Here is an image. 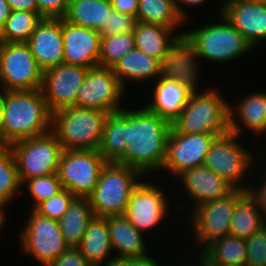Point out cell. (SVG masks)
<instances>
[{
	"mask_svg": "<svg viewBox=\"0 0 266 266\" xmlns=\"http://www.w3.org/2000/svg\"><path fill=\"white\" fill-rule=\"evenodd\" d=\"M199 75L183 62L167 69L156 79L153 100L145 107L171 124L182 113L191 94L198 89Z\"/></svg>",
	"mask_w": 266,
	"mask_h": 266,
	"instance_id": "obj_7",
	"label": "cell"
},
{
	"mask_svg": "<svg viewBox=\"0 0 266 266\" xmlns=\"http://www.w3.org/2000/svg\"><path fill=\"white\" fill-rule=\"evenodd\" d=\"M28 192L35 200L33 210L43 201L59 193L63 187L57 173L26 180Z\"/></svg>",
	"mask_w": 266,
	"mask_h": 266,
	"instance_id": "obj_36",
	"label": "cell"
},
{
	"mask_svg": "<svg viewBox=\"0 0 266 266\" xmlns=\"http://www.w3.org/2000/svg\"><path fill=\"white\" fill-rule=\"evenodd\" d=\"M108 266H161L158 262L149 255L141 257H124L116 258L113 257L112 261Z\"/></svg>",
	"mask_w": 266,
	"mask_h": 266,
	"instance_id": "obj_42",
	"label": "cell"
},
{
	"mask_svg": "<svg viewBox=\"0 0 266 266\" xmlns=\"http://www.w3.org/2000/svg\"><path fill=\"white\" fill-rule=\"evenodd\" d=\"M0 144H3V115L1 111V103H0Z\"/></svg>",
	"mask_w": 266,
	"mask_h": 266,
	"instance_id": "obj_48",
	"label": "cell"
},
{
	"mask_svg": "<svg viewBox=\"0 0 266 266\" xmlns=\"http://www.w3.org/2000/svg\"><path fill=\"white\" fill-rule=\"evenodd\" d=\"M174 30L157 24L137 22L133 32L136 49L158 59L167 69L182 62V37Z\"/></svg>",
	"mask_w": 266,
	"mask_h": 266,
	"instance_id": "obj_18",
	"label": "cell"
},
{
	"mask_svg": "<svg viewBox=\"0 0 266 266\" xmlns=\"http://www.w3.org/2000/svg\"><path fill=\"white\" fill-rule=\"evenodd\" d=\"M46 266H92L78 248L68 247L58 258Z\"/></svg>",
	"mask_w": 266,
	"mask_h": 266,
	"instance_id": "obj_41",
	"label": "cell"
},
{
	"mask_svg": "<svg viewBox=\"0 0 266 266\" xmlns=\"http://www.w3.org/2000/svg\"><path fill=\"white\" fill-rule=\"evenodd\" d=\"M88 68L62 63L43 71L41 91L49 110L76 106V95L84 83Z\"/></svg>",
	"mask_w": 266,
	"mask_h": 266,
	"instance_id": "obj_16",
	"label": "cell"
},
{
	"mask_svg": "<svg viewBox=\"0 0 266 266\" xmlns=\"http://www.w3.org/2000/svg\"><path fill=\"white\" fill-rule=\"evenodd\" d=\"M20 234L21 250L46 266L67 248L58 220L40 216L33 209Z\"/></svg>",
	"mask_w": 266,
	"mask_h": 266,
	"instance_id": "obj_12",
	"label": "cell"
},
{
	"mask_svg": "<svg viewBox=\"0 0 266 266\" xmlns=\"http://www.w3.org/2000/svg\"><path fill=\"white\" fill-rule=\"evenodd\" d=\"M137 20L176 30L185 19L178 13L175 0H139Z\"/></svg>",
	"mask_w": 266,
	"mask_h": 266,
	"instance_id": "obj_31",
	"label": "cell"
},
{
	"mask_svg": "<svg viewBox=\"0 0 266 266\" xmlns=\"http://www.w3.org/2000/svg\"><path fill=\"white\" fill-rule=\"evenodd\" d=\"M201 266H222V265H219V264H200ZM233 266V265H231Z\"/></svg>",
	"mask_w": 266,
	"mask_h": 266,
	"instance_id": "obj_50",
	"label": "cell"
},
{
	"mask_svg": "<svg viewBox=\"0 0 266 266\" xmlns=\"http://www.w3.org/2000/svg\"><path fill=\"white\" fill-rule=\"evenodd\" d=\"M246 266H266V225L245 240Z\"/></svg>",
	"mask_w": 266,
	"mask_h": 266,
	"instance_id": "obj_38",
	"label": "cell"
},
{
	"mask_svg": "<svg viewBox=\"0 0 266 266\" xmlns=\"http://www.w3.org/2000/svg\"><path fill=\"white\" fill-rule=\"evenodd\" d=\"M217 137L218 135L214 133L180 134L171 129L162 169L168 170L178 177L188 169L202 166Z\"/></svg>",
	"mask_w": 266,
	"mask_h": 266,
	"instance_id": "obj_15",
	"label": "cell"
},
{
	"mask_svg": "<svg viewBox=\"0 0 266 266\" xmlns=\"http://www.w3.org/2000/svg\"><path fill=\"white\" fill-rule=\"evenodd\" d=\"M191 94L182 113L171 123V129L180 134L214 133L218 136L230 132V103L214 87L202 93Z\"/></svg>",
	"mask_w": 266,
	"mask_h": 266,
	"instance_id": "obj_4",
	"label": "cell"
},
{
	"mask_svg": "<svg viewBox=\"0 0 266 266\" xmlns=\"http://www.w3.org/2000/svg\"><path fill=\"white\" fill-rule=\"evenodd\" d=\"M264 225H266V219L260 211L255 198L249 191H242L237 196L236 208L231 218L229 235L246 240Z\"/></svg>",
	"mask_w": 266,
	"mask_h": 266,
	"instance_id": "obj_28",
	"label": "cell"
},
{
	"mask_svg": "<svg viewBox=\"0 0 266 266\" xmlns=\"http://www.w3.org/2000/svg\"><path fill=\"white\" fill-rule=\"evenodd\" d=\"M249 94L243 96L236 107L230 106V132L241 137V133L245 132L242 127H245L259 137L266 133V92ZM239 119L241 122L237 121Z\"/></svg>",
	"mask_w": 266,
	"mask_h": 266,
	"instance_id": "obj_23",
	"label": "cell"
},
{
	"mask_svg": "<svg viewBox=\"0 0 266 266\" xmlns=\"http://www.w3.org/2000/svg\"><path fill=\"white\" fill-rule=\"evenodd\" d=\"M112 70L125 88L127 81L145 82L154 78L156 80L167 68L158 59L135 48L116 62Z\"/></svg>",
	"mask_w": 266,
	"mask_h": 266,
	"instance_id": "obj_24",
	"label": "cell"
},
{
	"mask_svg": "<svg viewBox=\"0 0 266 266\" xmlns=\"http://www.w3.org/2000/svg\"><path fill=\"white\" fill-rule=\"evenodd\" d=\"M219 12L254 48L266 40V1L223 0Z\"/></svg>",
	"mask_w": 266,
	"mask_h": 266,
	"instance_id": "obj_19",
	"label": "cell"
},
{
	"mask_svg": "<svg viewBox=\"0 0 266 266\" xmlns=\"http://www.w3.org/2000/svg\"><path fill=\"white\" fill-rule=\"evenodd\" d=\"M12 12L6 0H0V29L3 27L5 21Z\"/></svg>",
	"mask_w": 266,
	"mask_h": 266,
	"instance_id": "obj_47",
	"label": "cell"
},
{
	"mask_svg": "<svg viewBox=\"0 0 266 266\" xmlns=\"http://www.w3.org/2000/svg\"><path fill=\"white\" fill-rule=\"evenodd\" d=\"M42 18L38 12L12 11L0 29V41L27 42Z\"/></svg>",
	"mask_w": 266,
	"mask_h": 266,
	"instance_id": "obj_34",
	"label": "cell"
},
{
	"mask_svg": "<svg viewBox=\"0 0 266 266\" xmlns=\"http://www.w3.org/2000/svg\"><path fill=\"white\" fill-rule=\"evenodd\" d=\"M3 115V144L41 136L51 130L52 112L41 89L4 91L0 89Z\"/></svg>",
	"mask_w": 266,
	"mask_h": 266,
	"instance_id": "obj_3",
	"label": "cell"
},
{
	"mask_svg": "<svg viewBox=\"0 0 266 266\" xmlns=\"http://www.w3.org/2000/svg\"><path fill=\"white\" fill-rule=\"evenodd\" d=\"M138 20L137 17L111 10L107 22L99 32L101 36H111L122 33H132L135 30Z\"/></svg>",
	"mask_w": 266,
	"mask_h": 266,
	"instance_id": "obj_39",
	"label": "cell"
},
{
	"mask_svg": "<svg viewBox=\"0 0 266 266\" xmlns=\"http://www.w3.org/2000/svg\"><path fill=\"white\" fill-rule=\"evenodd\" d=\"M135 38L132 33L101 36L99 66L112 68L124 55L134 50Z\"/></svg>",
	"mask_w": 266,
	"mask_h": 266,
	"instance_id": "obj_35",
	"label": "cell"
},
{
	"mask_svg": "<svg viewBox=\"0 0 266 266\" xmlns=\"http://www.w3.org/2000/svg\"><path fill=\"white\" fill-rule=\"evenodd\" d=\"M107 226L112 251H117L116 258L141 257L148 253L143 234L125 215L108 216Z\"/></svg>",
	"mask_w": 266,
	"mask_h": 266,
	"instance_id": "obj_25",
	"label": "cell"
},
{
	"mask_svg": "<svg viewBox=\"0 0 266 266\" xmlns=\"http://www.w3.org/2000/svg\"><path fill=\"white\" fill-rule=\"evenodd\" d=\"M195 260H196V262H197V264L200 266V262H199V260L197 261V259L195 258ZM182 266H197L196 264H187V265H184V264H182Z\"/></svg>",
	"mask_w": 266,
	"mask_h": 266,
	"instance_id": "obj_51",
	"label": "cell"
},
{
	"mask_svg": "<svg viewBox=\"0 0 266 266\" xmlns=\"http://www.w3.org/2000/svg\"><path fill=\"white\" fill-rule=\"evenodd\" d=\"M178 177L190 199H193L194 207L191 208L223 198L234 190L222 177L204 165L188 169Z\"/></svg>",
	"mask_w": 266,
	"mask_h": 266,
	"instance_id": "obj_22",
	"label": "cell"
},
{
	"mask_svg": "<svg viewBox=\"0 0 266 266\" xmlns=\"http://www.w3.org/2000/svg\"><path fill=\"white\" fill-rule=\"evenodd\" d=\"M9 146L22 185L31 178L57 173L63 149L51 130L41 136L15 141Z\"/></svg>",
	"mask_w": 266,
	"mask_h": 266,
	"instance_id": "obj_8",
	"label": "cell"
},
{
	"mask_svg": "<svg viewBox=\"0 0 266 266\" xmlns=\"http://www.w3.org/2000/svg\"><path fill=\"white\" fill-rule=\"evenodd\" d=\"M12 11L37 12L35 0H6Z\"/></svg>",
	"mask_w": 266,
	"mask_h": 266,
	"instance_id": "obj_45",
	"label": "cell"
},
{
	"mask_svg": "<svg viewBox=\"0 0 266 266\" xmlns=\"http://www.w3.org/2000/svg\"><path fill=\"white\" fill-rule=\"evenodd\" d=\"M204 2H206V0H175V6L176 9L178 11V13L185 19L187 20V12L182 9V5L188 6V7H197V6H201ZM180 3V4H179Z\"/></svg>",
	"mask_w": 266,
	"mask_h": 266,
	"instance_id": "obj_46",
	"label": "cell"
},
{
	"mask_svg": "<svg viewBox=\"0 0 266 266\" xmlns=\"http://www.w3.org/2000/svg\"><path fill=\"white\" fill-rule=\"evenodd\" d=\"M125 89L119 82L112 68L95 66L88 69L84 83L76 95V106L117 113L122 108ZM123 96V97H122Z\"/></svg>",
	"mask_w": 266,
	"mask_h": 266,
	"instance_id": "obj_13",
	"label": "cell"
},
{
	"mask_svg": "<svg viewBox=\"0 0 266 266\" xmlns=\"http://www.w3.org/2000/svg\"><path fill=\"white\" fill-rule=\"evenodd\" d=\"M18 169L9 145L0 144V213L5 215L6 205L22 188Z\"/></svg>",
	"mask_w": 266,
	"mask_h": 266,
	"instance_id": "obj_33",
	"label": "cell"
},
{
	"mask_svg": "<svg viewBox=\"0 0 266 266\" xmlns=\"http://www.w3.org/2000/svg\"><path fill=\"white\" fill-rule=\"evenodd\" d=\"M93 213L88 198L76 197L69 205L68 210L58 220L64 241L68 247L77 248L93 219Z\"/></svg>",
	"mask_w": 266,
	"mask_h": 266,
	"instance_id": "obj_29",
	"label": "cell"
},
{
	"mask_svg": "<svg viewBox=\"0 0 266 266\" xmlns=\"http://www.w3.org/2000/svg\"><path fill=\"white\" fill-rule=\"evenodd\" d=\"M198 253L200 264L222 266H246L247 246L245 239L227 235L212 240Z\"/></svg>",
	"mask_w": 266,
	"mask_h": 266,
	"instance_id": "obj_27",
	"label": "cell"
},
{
	"mask_svg": "<svg viewBox=\"0 0 266 266\" xmlns=\"http://www.w3.org/2000/svg\"><path fill=\"white\" fill-rule=\"evenodd\" d=\"M63 63L85 68L99 63L101 34L99 31L73 25L62 18Z\"/></svg>",
	"mask_w": 266,
	"mask_h": 266,
	"instance_id": "obj_20",
	"label": "cell"
},
{
	"mask_svg": "<svg viewBox=\"0 0 266 266\" xmlns=\"http://www.w3.org/2000/svg\"><path fill=\"white\" fill-rule=\"evenodd\" d=\"M37 12L43 18H63L68 8L69 0H35Z\"/></svg>",
	"mask_w": 266,
	"mask_h": 266,
	"instance_id": "obj_40",
	"label": "cell"
},
{
	"mask_svg": "<svg viewBox=\"0 0 266 266\" xmlns=\"http://www.w3.org/2000/svg\"><path fill=\"white\" fill-rule=\"evenodd\" d=\"M171 124L145 106L124 109V139L127 147L115 162L139 171L143 177L149 171H160L166 159L167 139Z\"/></svg>",
	"mask_w": 266,
	"mask_h": 266,
	"instance_id": "obj_1",
	"label": "cell"
},
{
	"mask_svg": "<svg viewBox=\"0 0 266 266\" xmlns=\"http://www.w3.org/2000/svg\"><path fill=\"white\" fill-rule=\"evenodd\" d=\"M106 163L98 150H63L57 174L63 188L75 197L88 198Z\"/></svg>",
	"mask_w": 266,
	"mask_h": 266,
	"instance_id": "obj_10",
	"label": "cell"
},
{
	"mask_svg": "<svg viewBox=\"0 0 266 266\" xmlns=\"http://www.w3.org/2000/svg\"><path fill=\"white\" fill-rule=\"evenodd\" d=\"M262 178H265V180H262L260 184V187L258 185V189L256 187L253 188L252 184L251 187H249L248 191L249 193L255 198L257 205L262 213H264V217L266 219V176Z\"/></svg>",
	"mask_w": 266,
	"mask_h": 266,
	"instance_id": "obj_44",
	"label": "cell"
},
{
	"mask_svg": "<svg viewBox=\"0 0 266 266\" xmlns=\"http://www.w3.org/2000/svg\"><path fill=\"white\" fill-rule=\"evenodd\" d=\"M43 70L26 42L0 43V83L4 91L41 89Z\"/></svg>",
	"mask_w": 266,
	"mask_h": 266,
	"instance_id": "obj_11",
	"label": "cell"
},
{
	"mask_svg": "<svg viewBox=\"0 0 266 266\" xmlns=\"http://www.w3.org/2000/svg\"><path fill=\"white\" fill-rule=\"evenodd\" d=\"M76 197L63 188L59 193L48 200L41 202L34 211L40 216L59 220L68 210L69 205Z\"/></svg>",
	"mask_w": 266,
	"mask_h": 266,
	"instance_id": "obj_37",
	"label": "cell"
},
{
	"mask_svg": "<svg viewBox=\"0 0 266 266\" xmlns=\"http://www.w3.org/2000/svg\"><path fill=\"white\" fill-rule=\"evenodd\" d=\"M139 0H110L113 10L137 17Z\"/></svg>",
	"mask_w": 266,
	"mask_h": 266,
	"instance_id": "obj_43",
	"label": "cell"
},
{
	"mask_svg": "<svg viewBox=\"0 0 266 266\" xmlns=\"http://www.w3.org/2000/svg\"><path fill=\"white\" fill-rule=\"evenodd\" d=\"M109 113L68 106L52 113L51 131L63 150H98Z\"/></svg>",
	"mask_w": 266,
	"mask_h": 266,
	"instance_id": "obj_5",
	"label": "cell"
},
{
	"mask_svg": "<svg viewBox=\"0 0 266 266\" xmlns=\"http://www.w3.org/2000/svg\"><path fill=\"white\" fill-rule=\"evenodd\" d=\"M238 138V135L231 132L218 136L212 143L203 165L222 177L234 189L248 191L250 185L244 184L242 179L252 167L255 158L249 149L242 147Z\"/></svg>",
	"mask_w": 266,
	"mask_h": 266,
	"instance_id": "obj_9",
	"label": "cell"
},
{
	"mask_svg": "<svg viewBox=\"0 0 266 266\" xmlns=\"http://www.w3.org/2000/svg\"><path fill=\"white\" fill-rule=\"evenodd\" d=\"M5 220H6V215H3V214L0 213V232L2 231V228H3L4 224H5Z\"/></svg>",
	"mask_w": 266,
	"mask_h": 266,
	"instance_id": "obj_49",
	"label": "cell"
},
{
	"mask_svg": "<svg viewBox=\"0 0 266 266\" xmlns=\"http://www.w3.org/2000/svg\"><path fill=\"white\" fill-rule=\"evenodd\" d=\"M143 176L136 169L115 162L102 168L94 192L88 197L95 216L124 215L130 195Z\"/></svg>",
	"mask_w": 266,
	"mask_h": 266,
	"instance_id": "obj_6",
	"label": "cell"
},
{
	"mask_svg": "<svg viewBox=\"0 0 266 266\" xmlns=\"http://www.w3.org/2000/svg\"><path fill=\"white\" fill-rule=\"evenodd\" d=\"M124 109L109 114L104 125L103 136L98 151L107 162H116L125 152Z\"/></svg>",
	"mask_w": 266,
	"mask_h": 266,
	"instance_id": "obj_32",
	"label": "cell"
},
{
	"mask_svg": "<svg viewBox=\"0 0 266 266\" xmlns=\"http://www.w3.org/2000/svg\"><path fill=\"white\" fill-rule=\"evenodd\" d=\"M26 43L43 71L62 64V18H42Z\"/></svg>",
	"mask_w": 266,
	"mask_h": 266,
	"instance_id": "obj_21",
	"label": "cell"
},
{
	"mask_svg": "<svg viewBox=\"0 0 266 266\" xmlns=\"http://www.w3.org/2000/svg\"><path fill=\"white\" fill-rule=\"evenodd\" d=\"M220 16L221 22L206 24L192 31H184L182 62L198 74H200L199 58L214 63H230L252 50V46L244 36L219 13Z\"/></svg>",
	"mask_w": 266,
	"mask_h": 266,
	"instance_id": "obj_2",
	"label": "cell"
},
{
	"mask_svg": "<svg viewBox=\"0 0 266 266\" xmlns=\"http://www.w3.org/2000/svg\"><path fill=\"white\" fill-rule=\"evenodd\" d=\"M159 187L141 180L130 195L124 215L142 234L158 226L165 217L167 219L171 204Z\"/></svg>",
	"mask_w": 266,
	"mask_h": 266,
	"instance_id": "obj_17",
	"label": "cell"
},
{
	"mask_svg": "<svg viewBox=\"0 0 266 266\" xmlns=\"http://www.w3.org/2000/svg\"><path fill=\"white\" fill-rule=\"evenodd\" d=\"M80 253L92 266H108L113 257L107 217L94 216L77 247ZM108 256V257H107ZM106 262V263H105Z\"/></svg>",
	"mask_w": 266,
	"mask_h": 266,
	"instance_id": "obj_26",
	"label": "cell"
},
{
	"mask_svg": "<svg viewBox=\"0 0 266 266\" xmlns=\"http://www.w3.org/2000/svg\"><path fill=\"white\" fill-rule=\"evenodd\" d=\"M111 10L110 0H69L63 19L73 25L100 32Z\"/></svg>",
	"mask_w": 266,
	"mask_h": 266,
	"instance_id": "obj_30",
	"label": "cell"
},
{
	"mask_svg": "<svg viewBox=\"0 0 266 266\" xmlns=\"http://www.w3.org/2000/svg\"><path fill=\"white\" fill-rule=\"evenodd\" d=\"M243 190L234 189L229 195L206 202L193 208L192 225L196 236L195 244L204 248L212 240L229 235L231 218L234 214L237 196ZM198 242V243H197Z\"/></svg>",
	"mask_w": 266,
	"mask_h": 266,
	"instance_id": "obj_14",
	"label": "cell"
}]
</instances>
